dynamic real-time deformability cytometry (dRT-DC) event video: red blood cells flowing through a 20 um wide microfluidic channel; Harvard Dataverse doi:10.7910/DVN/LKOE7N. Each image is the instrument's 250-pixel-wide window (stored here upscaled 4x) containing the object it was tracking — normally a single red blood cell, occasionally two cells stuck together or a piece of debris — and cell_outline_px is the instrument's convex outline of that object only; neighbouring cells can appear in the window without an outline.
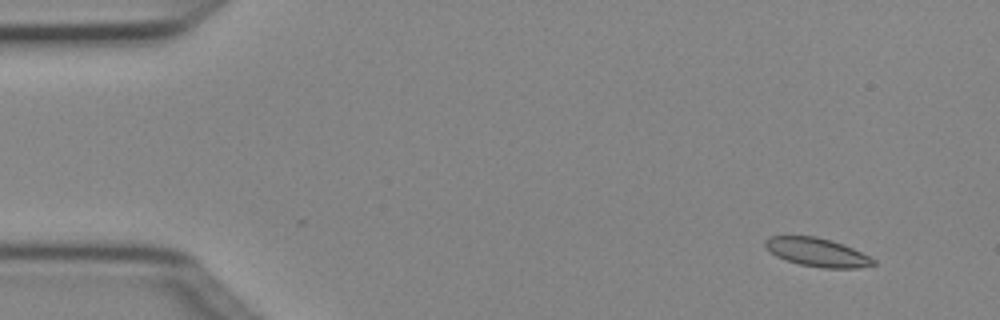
{"species": "Egyptian fruit bat (a non-hibernating species)", "species_latin": "Rousettus aegyptiacus", "temperature_condition": "cold", "stored_images_in_passage": 4, "camera_frame_rate_fps": 3000, "um_per_image_px": 0.085, "animal": {"sex": "female"}, "frame": {"image": 1, "passage_image": 2, "time_ms": 0.333, "image_size_px": [1000, 320], "cell_outline_px": [[876, 264], [856, 268], [824, 268], [800, 264], [776, 256], [764, 248], [764, 240], [768, 236], [816, 236], [832, 240], [844, 244], [876, 260]], "centroid_in_image_um": [69.42, 21.43], "position_along_channel_um": 15.6, "area_um2": 17.98}}